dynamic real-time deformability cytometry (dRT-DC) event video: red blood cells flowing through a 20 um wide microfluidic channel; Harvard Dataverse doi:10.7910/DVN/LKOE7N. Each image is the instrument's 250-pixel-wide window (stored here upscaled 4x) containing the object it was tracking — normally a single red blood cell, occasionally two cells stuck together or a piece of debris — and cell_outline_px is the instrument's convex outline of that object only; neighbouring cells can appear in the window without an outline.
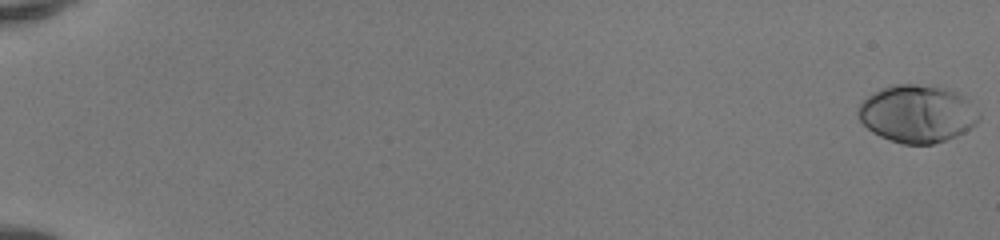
{"species": "human", "species_latin": "Homo sapiens", "temperature_condition": "room temperature", "stored_images_in_passage": 18, "camera_frame_rate_fps": 3000, "um_per_image_px": 0.085, "donor": {"sex": "female"}, "frame": {"image": 1, "passage_image": 1, "time_ms": 0.0, "image_size_px": [1000, 240], "cell_outline_px": [[980, 120], [976, 124], [964, 132], [956, 136], [932, 144], [904, 144], [880, 136], [872, 132], [860, 120], [856, 112], [856, 108], [860, 100], [872, 92], [880, 88], [896, 84], [940, 84], [952, 88], [968, 100], [980, 112]], "centroid_in_image_um": [77.96, 9.62], "position_along_channel_um": 7.0, "area_um2": 41.38}}
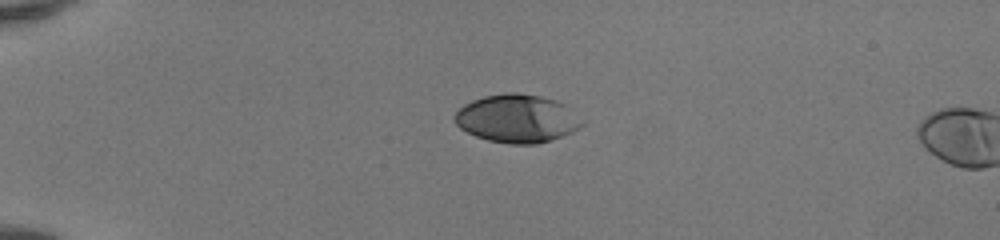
{"frame": {"image": 2, "passage_image": 15, "time_ms": 4.667, "image_size_px": [1000, 240], "cell_outline_px": [[588, 120], [580, 128], [572, 132], [536, 144], [512, 144], [488, 140], [476, 136], [460, 128], [452, 120], [452, 116], [464, 104], [472, 100], [484, 96], [508, 92], [516, 92], [540, 96], [556, 100], [568, 104]], "centroid_in_image_um": [44.02, 10.06], "position_along_channel_um": 41.0, "area_um2": 36.36}}